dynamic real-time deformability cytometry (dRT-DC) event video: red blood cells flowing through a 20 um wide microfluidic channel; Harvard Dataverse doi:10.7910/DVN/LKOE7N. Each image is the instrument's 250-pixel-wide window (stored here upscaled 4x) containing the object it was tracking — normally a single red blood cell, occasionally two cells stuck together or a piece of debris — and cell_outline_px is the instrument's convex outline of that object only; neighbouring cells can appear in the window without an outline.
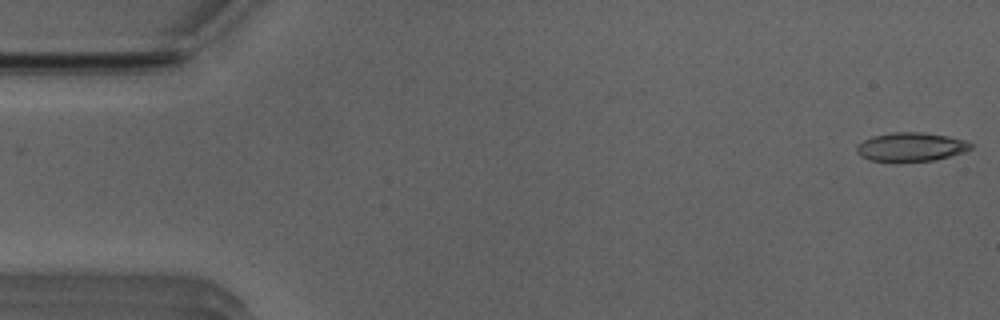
{"species": "Egyptian fruit bat (a non-hibernating species)", "species_latin": "Rousettus aegyptiacus", "temperature_condition": "room temperature", "stored_images_in_passage": 52, "segment_of_instrument_passage": [1, 2], "camera_frame_rate_fps": 3000, "um_per_image_px": 0.085, "animal": {"sex": "male"}, "frame": {"image": 1, "passage_image": 1, "time_ms": 0.0, "image_size_px": [1000, 320], "cell_outline_px": [[972, 148], [964, 152], [932, 160], [868, 160], [860, 156], [856, 152], [856, 148], [864, 140], [872, 136], [892, 132], [920, 132], [948, 136], [964, 140], [972, 144]], "centroid_in_image_um": [77.42, 12.46], "position_along_channel_um": 7.6, "area_um2": 18.67}}
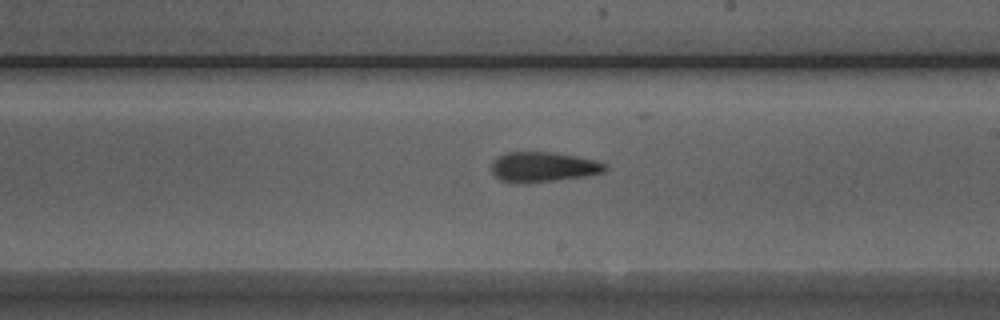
{"frame": {"image": 2, "passage_image": 29, "time_ms": 9.333, "image_size_px": [1000, 320], "cell_outline_px": [[608, 168], [604, 172], [584, 176], [528, 184], [516, 184], [500, 180], [492, 172], [492, 164], [500, 156], [508, 152], [552, 152], [576, 156], [596, 160], [604, 164]], "centroid_in_image_um": [46.17, 14.21], "position_along_channel_um": 242.8, "area_um2": 19.88}}
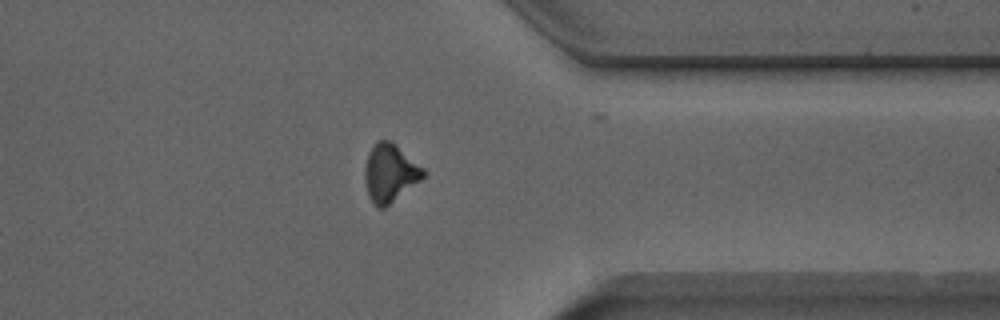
{"frame": {"image": 3, "passage_image": 40, "time_ms": 13.0, "image_size_px": [1000, 320], "cell_outline_px": [[424, 176], [420, 180], [384, 208], [380, 208], [372, 200], [368, 192], [364, 176], [364, 168], [368, 156], [376, 140], [388, 140], [396, 144], [424, 168]], "centroid_in_image_um": [33.15, 14.67], "position_along_channel_um": 378.3, "area_um2": 19.25}}